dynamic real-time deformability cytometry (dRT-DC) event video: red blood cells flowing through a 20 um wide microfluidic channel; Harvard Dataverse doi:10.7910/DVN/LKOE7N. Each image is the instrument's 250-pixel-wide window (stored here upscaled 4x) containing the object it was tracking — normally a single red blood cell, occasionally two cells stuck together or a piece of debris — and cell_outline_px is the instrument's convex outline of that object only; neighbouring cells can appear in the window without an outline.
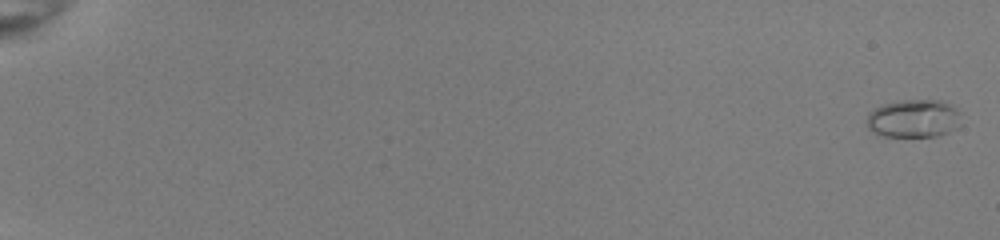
{"species": "common noctule bat (a hibernating species)", "species_latin": "Nyctalus noctula", "temperature_condition": "room temperature", "stored_images_in_passage": 22, "camera_frame_rate_fps": 3000, "um_per_image_px": 0.085, "animal": {"sex": "female", "body_mass_g": 22.0, "forearm_length_mm": 56.7}, "frame": {"image": 1, "passage_image": 2, "time_ms": 0.333, "image_size_px": [1000, 240], "cell_outline_px": [[960, 124], [956, 128], [948, 132], [936, 136], [884, 136], [872, 132], [868, 128], [868, 112], [884, 104], [900, 100], [940, 100], [956, 108], [960, 112]], "centroid_in_image_um": [77.67, 10.07], "position_along_channel_um": 7.3, "area_um2": 20.87}}